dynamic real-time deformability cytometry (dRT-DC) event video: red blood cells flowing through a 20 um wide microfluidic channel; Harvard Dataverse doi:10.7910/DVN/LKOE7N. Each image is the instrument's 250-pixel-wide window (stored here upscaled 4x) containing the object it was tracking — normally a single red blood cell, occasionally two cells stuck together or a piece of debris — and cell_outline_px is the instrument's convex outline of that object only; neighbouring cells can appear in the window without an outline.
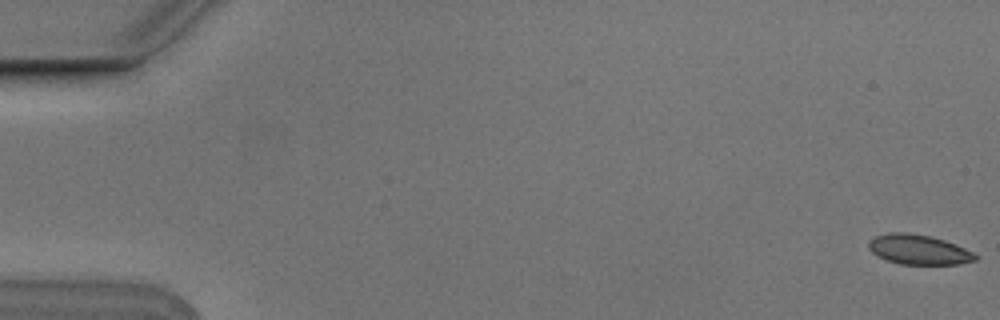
{"species": "Egyptian fruit bat (a non-hibernating species)", "species_latin": "Rousettus aegyptiacus", "temperature_condition": "cold", "stored_images_in_passage": 6, "camera_frame_rate_fps": 3000, "um_per_image_px": 0.085, "animal": {"sex": "male"}, "frame": {"image": 1, "passage_image": 1, "time_ms": 0.0, "image_size_px": [1000, 320], "cell_outline_px": [[980, 256], [976, 260], [960, 264], [900, 264], [888, 260], [872, 252], [868, 248], [868, 240], [876, 236], [888, 232], [908, 232], [932, 236], [956, 244]], "centroid_in_image_um": [78.1, 21.2], "position_along_channel_um": 6.9, "area_um2": 18.61}}